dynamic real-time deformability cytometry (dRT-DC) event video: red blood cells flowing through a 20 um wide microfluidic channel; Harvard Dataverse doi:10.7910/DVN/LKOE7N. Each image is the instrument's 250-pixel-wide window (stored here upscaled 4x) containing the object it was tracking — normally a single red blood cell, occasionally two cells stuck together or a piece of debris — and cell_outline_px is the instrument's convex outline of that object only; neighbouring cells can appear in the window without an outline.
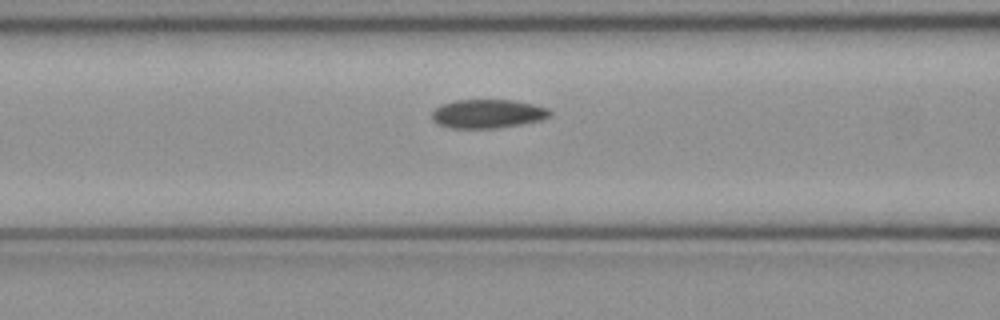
{"species": "common noctule bat (a hibernating species)", "species_latin": "Nyctalus noctula", "temperature_condition": "cold", "stored_images_in_passage": 28, "camera_frame_rate_fps": 3000, "um_per_image_px": 0.085, "animal": {"sex": "female", "body_mass_g": 21.9}, "frame": {"image": 1, "passage_image": 7, "time_ms": 2.0, "image_size_px": [1000, 320], "cell_outline_px": [[552, 116], [544, 120], [496, 128], [452, 128], [436, 124], [432, 120], [432, 112], [440, 104], [456, 100], [516, 100], [548, 108], [552, 112]], "centroid_in_image_um": [41.47, 9.67], "position_along_channel_um": 125.1, "area_um2": 20.0}}
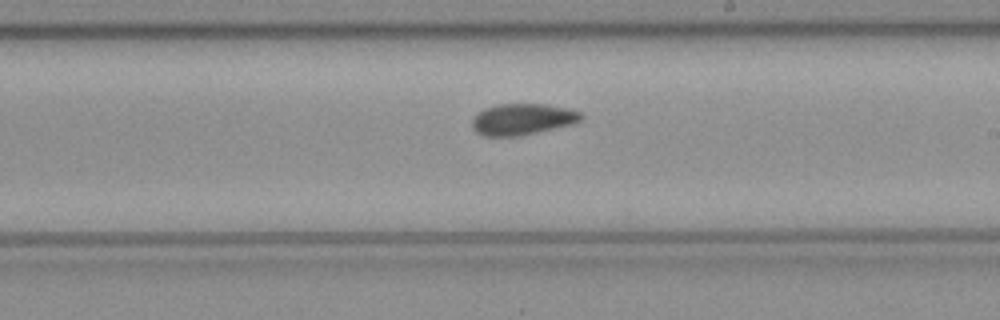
{"frame": {"image": 2, "passage_image": 16, "time_ms": 5.0, "image_size_px": [1000, 320], "cell_outline_px": [[584, 116], [580, 120], [572, 124], [520, 136], [484, 136], [476, 132], [472, 128], [472, 116], [476, 112], [484, 108], [500, 104], [544, 104], [564, 108], [580, 112]], "centroid_in_image_um": [44.34, 10.14], "position_along_channel_um": 244.7, "area_um2": 19.88}}
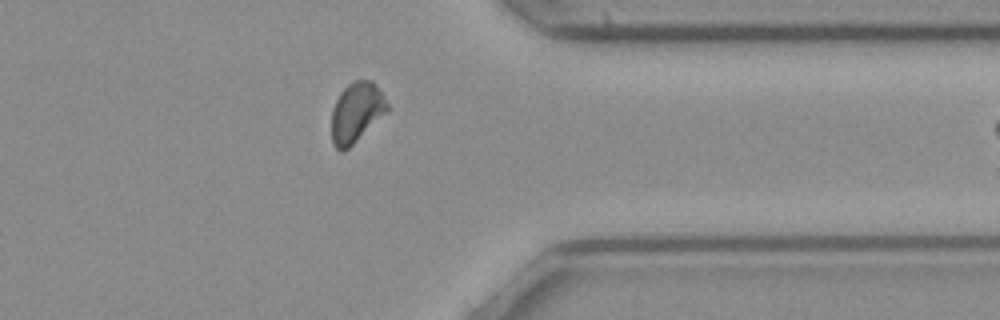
{"frame": {"image": 3, "passage_image": 27, "time_ms": 8.667, "image_size_px": [1000, 320], "cell_outline_px": [[388, 108], [344, 152], [340, 152], [336, 148], [332, 140], [332, 108], [340, 92], [348, 84], [356, 80], [372, 80], [388, 104]], "centroid_in_image_um": [30.24, 9.54], "position_along_channel_um": 381.2, "area_um2": 18.73}}